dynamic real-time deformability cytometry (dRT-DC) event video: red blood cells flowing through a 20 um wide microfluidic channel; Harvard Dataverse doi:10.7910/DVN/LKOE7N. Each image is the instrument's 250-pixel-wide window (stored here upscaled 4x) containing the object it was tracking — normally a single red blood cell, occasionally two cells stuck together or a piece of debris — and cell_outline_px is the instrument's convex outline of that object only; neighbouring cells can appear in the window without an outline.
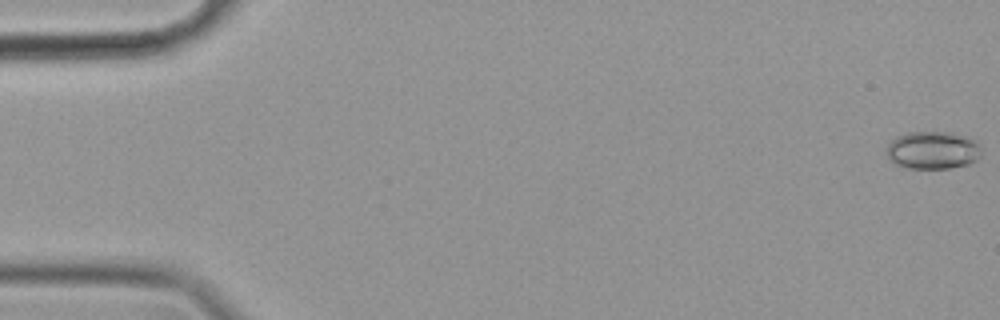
{"species": "common noctule bat (a hibernating species)", "species_latin": "Nyctalus noctula", "temperature_condition": "cold", "stored_images_in_passage": 57, "camera_frame_rate_fps": 3000, "um_per_image_px": 0.085, "animal": {"sex": "female", "body_mass_g": 19.9}, "frame": {"image": 1, "passage_image": 1, "time_ms": 0.0, "image_size_px": [1000, 320], "cell_outline_px": [[980, 156], [976, 160], [968, 164], [952, 168], [900, 168], [892, 164], [888, 160], [888, 144], [896, 136], [908, 132], [948, 132], [964, 136], [976, 140], [980, 148]], "centroid_in_image_um": [79.25, 12.78], "position_along_channel_um": 5.8, "area_um2": 21.04}}
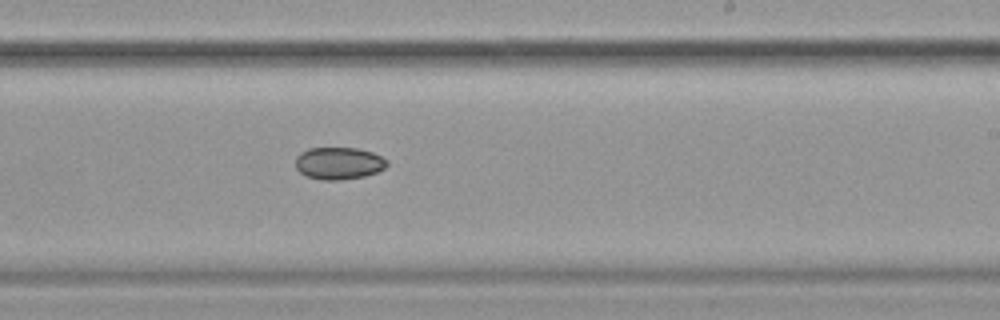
{"frame": {"image": 2, "passage_image": 35, "time_ms": 11.333, "image_size_px": [1000, 320], "cell_outline_px": [[388, 164], [384, 168], [376, 172], [364, 176], [340, 180], [324, 180], [304, 176], [296, 168], [296, 156], [300, 152], [308, 148], [356, 148], [372, 152], [388, 160]], "centroid_in_image_um": [28.77, 13.87], "position_along_channel_um": 260.2, "area_um2": 17.22}}
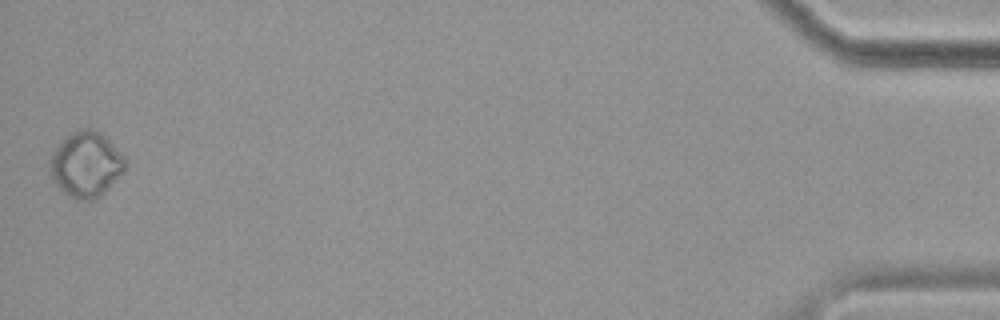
{"frame": {"image": 3, "passage_image": 57, "time_ms": 18.667, "image_size_px": [1000, 320], "cell_outline_px": [[124, 172], [100, 196], [92, 200], [76, 200], [68, 196], [60, 188], [52, 176], [52, 152], [60, 140], [64, 136], [76, 128], [92, 128], [100, 132], [124, 156]], "centroid_in_image_um": [7.31, 13.95], "position_along_channel_um": 427.9, "area_um2": 28.38}}